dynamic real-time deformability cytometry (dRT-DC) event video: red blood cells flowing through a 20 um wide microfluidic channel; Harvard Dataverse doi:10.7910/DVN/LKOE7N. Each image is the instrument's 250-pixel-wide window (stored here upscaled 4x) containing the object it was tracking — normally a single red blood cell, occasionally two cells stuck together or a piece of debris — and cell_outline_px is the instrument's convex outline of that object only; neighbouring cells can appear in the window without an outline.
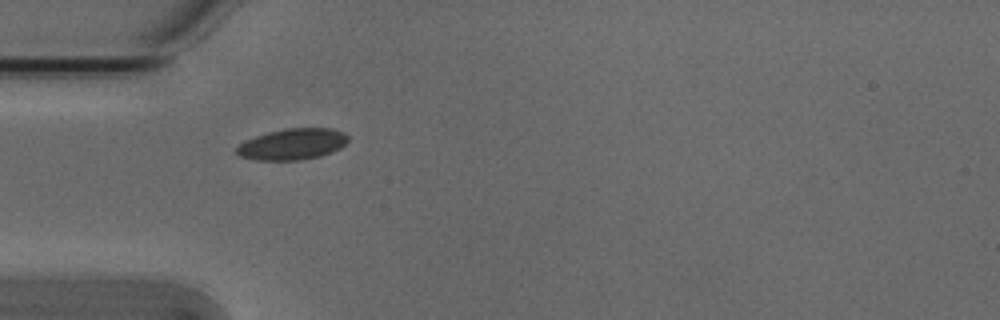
{"species": "Egyptian fruit bat (a non-hibernating species)", "species_latin": "Rousettus aegyptiacus", "temperature_condition": "cold", "stored_images_in_passage": 1, "camera_frame_rate_fps": 3000, "um_per_image_px": 0.085, "animal": {"sex": "male"}, "frame": {"image": 1, "passage_image": 1, "time_ms": 0.0, "image_size_px": [1000, 320], "cell_outline_px": [[348, 140], [340, 148], [332, 152], [320, 156], [300, 160], [256, 160], [240, 156], [236, 152], [236, 148], [244, 140], [268, 132], [284, 128], [332, 128], [344, 132], [348, 136]], "centroid_in_image_um": [24.86, 12.25], "position_along_channel_um": 60.1, "area_um2": 20.29}}